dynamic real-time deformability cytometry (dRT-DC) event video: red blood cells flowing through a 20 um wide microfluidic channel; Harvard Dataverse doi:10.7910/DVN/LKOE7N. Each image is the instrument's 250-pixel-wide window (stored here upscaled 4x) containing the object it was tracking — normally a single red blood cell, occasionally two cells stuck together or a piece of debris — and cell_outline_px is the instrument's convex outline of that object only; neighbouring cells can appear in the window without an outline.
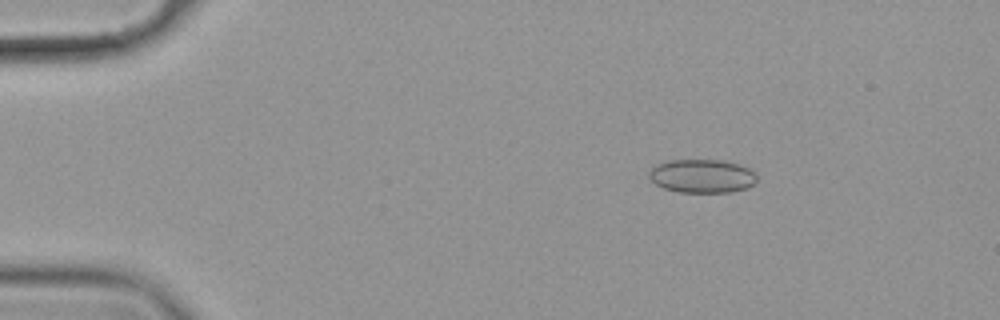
{"species": "common noctule bat (a hibernating species)", "species_latin": "Nyctalus noctula", "temperature_condition": "cold", "stored_images_in_passage": 57, "camera_frame_rate_fps": 3000, "um_per_image_px": 0.085, "animal": {"sex": "female", "body_mass_g": 19.9}, "frame": {"image": 1, "passage_image": 9, "time_ms": 2.667, "image_size_px": [1000, 320], "cell_outline_px": [[756, 180], [748, 188], [728, 192], [680, 192], [664, 188], [656, 184], [648, 176], [648, 172], [652, 168], [660, 164], [672, 160], [724, 160], [740, 164], [748, 168], [756, 176]], "centroid_in_image_um": [59.68, 14.96], "position_along_channel_um": 25.3, "area_um2": 20.87}}
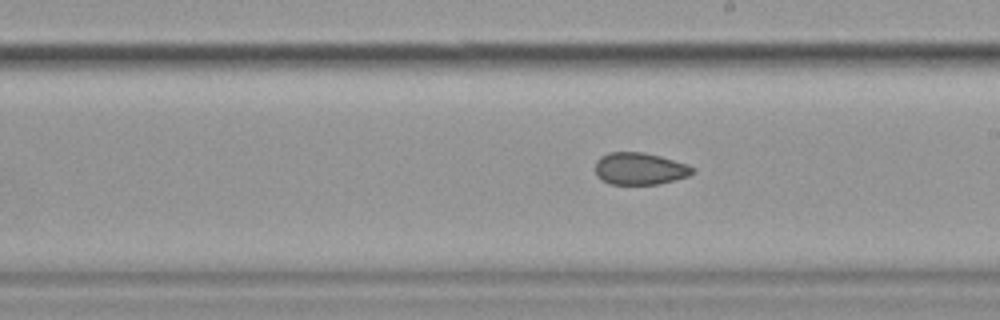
{"frame": {"image": 2, "passage_image": 33, "time_ms": 10.667, "image_size_px": [1000, 320], "cell_outline_px": [[692, 172], [688, 176], [656, 184], [612, 184], [596, 176], [596, 160], [600, 156], [608, 152], [644, 152], [660, 156], [688, 164], [692, 168]], "centroid_in_image_um": [54.34, 14.32], "position_along_channel_um": 234.7, "area_um2": 17.98}}
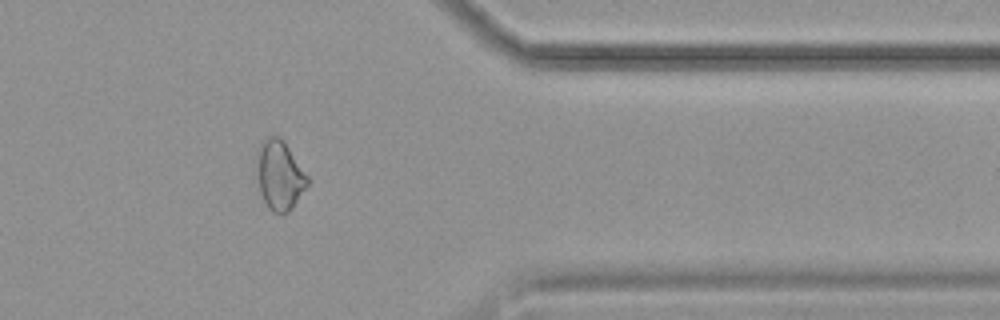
{"frame": {"image": 3, "passage_image": 47, "time_ms": 15.333, "image_size_px": [1000, 320], "cell_outline_px": [[308, 184], [292, 208], [284, 216], [280, 216], [272, 212], [268, 208], [260, 192], [256, 176], [256, 152], [260, 144], [268, 136], [280, 136], [284, 140], [308, 176]], "centroid_in_image_um": [23.74, 14.91], "position_along_channel_um": 387.7, "area_um2": 20.92}, "authors_computed_cell_mechanics": {"area_um2": 20.1722, "velocity_mm_per_s": 3.5457, "shape_relaxation_time_tau1_ms": null, "shape_relaxation_time_tau2_ms": 2.4202, "deformation_change_tau1": null, "deformation_change_tau2": 0.065}}